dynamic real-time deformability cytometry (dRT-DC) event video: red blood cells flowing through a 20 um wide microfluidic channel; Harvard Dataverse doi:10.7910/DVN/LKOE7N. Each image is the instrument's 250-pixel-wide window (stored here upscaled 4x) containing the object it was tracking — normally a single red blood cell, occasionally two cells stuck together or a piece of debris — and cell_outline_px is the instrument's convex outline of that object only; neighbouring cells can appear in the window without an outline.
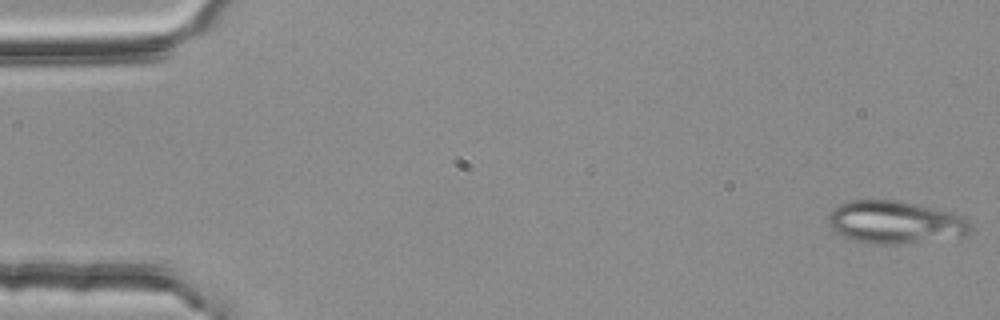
{"species": "common noctule bat (a hibernating species)", "species_latin": "Nyctalus noctula", "temperature_condition": "room temperature", "stored_images_in_passage": 53, "segment_of_instrument_passage": [1, 2], "camera_frame_rate_fps": 3000, "um_per_image_px": 0.085, "animal": {"sex": "female", "body_mass_g": 25.1}, "frame": {"image": 1, "passage_image": 1, "time_ms": 0.0, "image_size_px": [1000, 320], "cell_outline_px": [[972, 232], [968, 236], [896, 244], [872, 244], [852, 240], [836, 232], [828, 224], [828, 216], [840, 204], [848, 200], [900, 200], [936, 208], [952, 212], [968, 220], [972, 224]], "centroid_in_image_um": [76.14, 18.89], "position_along_channel_um": 8.9, "area_um2": 35.6}}